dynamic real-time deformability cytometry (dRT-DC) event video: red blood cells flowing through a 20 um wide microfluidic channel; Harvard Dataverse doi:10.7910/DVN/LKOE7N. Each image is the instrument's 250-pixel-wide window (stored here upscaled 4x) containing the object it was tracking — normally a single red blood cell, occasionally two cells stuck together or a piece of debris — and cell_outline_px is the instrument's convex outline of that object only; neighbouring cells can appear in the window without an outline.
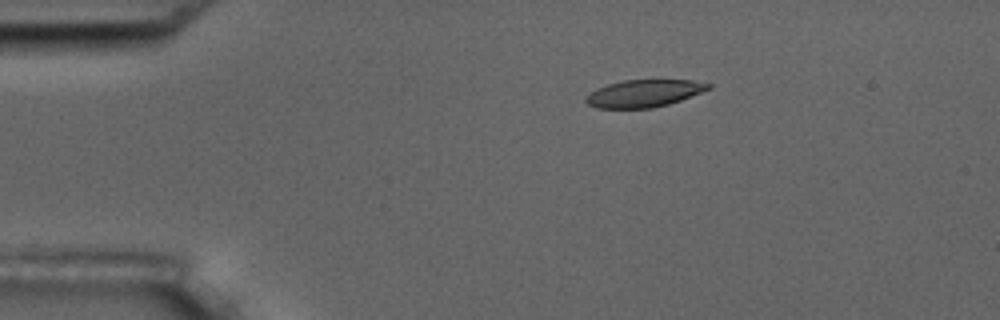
{"species": "common noctule bat (a hibernating species)", "species_latin": "Nyctalus noctula", "temperature_condition": "room temperature", "stored_images_in_passage": 4, "camera_frame_rate_fps": 3000, "um_per_image_px": 0.085, "animal": {"sex": "male", "body_mass_g": 17.5, "forearm_length_mm": 52.3}, "frame": {"image": 1, "passage_image": 1, "time_ms": 0.0, "image_size_px": [1000, 320], "cell_outline_px": [[712, 88], [680, 100], [668, 104], [652, 108], [596, 108], [588, 104], [584, 100], [596, 88], [608, 84], [624, 80], [692, 80], [712, 84]], "centroid_in_image_um": [54.75, 7.93], "position_along_channel_um": 30.3, "area_um2": 19.36}}
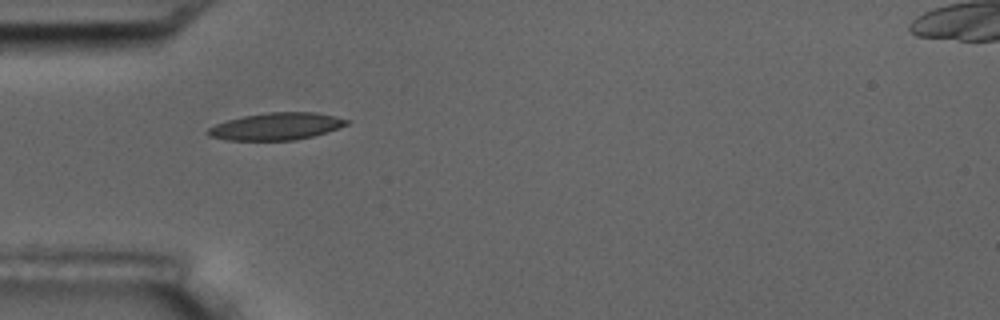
{"frame": {"image": 2, "passage_image": 3, "time_ms": 2.333, "image_size_px": [1000, 320], "cell_outline_px": [[352, 120], [348, 124], [312, 136], [292, 140], [228, 140], [208, 136], [204, 132], [208, 128], [216, 124], [228, 120], [244, 116], [268, 112], [316, 112], [336, 116]], "centroid_in_image_um": [23.47, 10.73], "position_along_channel_um": 61.5, "area_um2": 21.85}}